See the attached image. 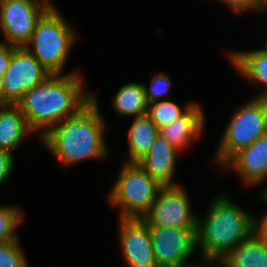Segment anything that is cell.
Wrapping results in <instances>:
<instances>
[{
  "label": "cell",
  "mask_w": 267,
  "mask_h": 267,
  "mask_svg": "<svg viewBox=\"0 0 267 267\" xmlns=\"http://www.w3.org/2000/svg\"><path fill=\"white\" fill-rule=\"evenodd\" d=\"M82 78L77 72L51 74L43 83L25 92L17 103L31 131L42 129V138L54 126L79 113L92 101V94L82 91Z\"/></svg>",
  "instance_id": "1"
},
{
  "label": "cell",
  "mask_w": 267,
  "mask_h": 267,
  "mask_svg": "<svg viewBox=\"0 0 267 267\" xmlns=\"http://www.w3.org/2000/svg\"><path fill=\"white\" fill-rule=\"evenodd\" d=\"M104 130V119L92 96V101L79 113L54 126L41 139L65 166H70L88 158L107 156Z\"/></svg>",
  "instance_id": "2"
},
{
  "label": "cell",
  "mask_w": 267,
  "mask_h": 267,
  "mask_svg": "<svg viewBox=\"0 0 267 267\" xmlns=\"http://www.w3.org/2000/svg\"><path fill=\"white\" fill-rule=\"evenodd\" d=\"M226 196L217 197L204 221L198 219L196 245L204 262H219L256 231V221Z\"/></svg>",
  "instance_id": "3"
},
{
  "label": "cell",
  "mask_w": 267,
  "mask_h": 267,
  "mask_svg": "<svg viewBox=\"0 0 267 267\" xmlns=\"http://www.w3.org/2000/svg\"><path fill=\"white\" fill-rule=\"evenodd\" d=\"M75 38L67 21L52 5L38 20L25 48L51 74H61Z\"/></svg>",
  "instance_id": "4"
},
{
  "label": "cell",
  "mask_w": 267,
  "mask_h": 267,
  "mask_svg": "<svg viewBox=\"0 0 267 267\" xmlns=\"http://www.w3.org/2000/svg\"><path fill=\"white\" fill-rule=\"evenodd\" d=\"M162 187L137 162H126L109 198L120 208L121 218H142Z\"/></svg>",
  "instance_id": "5"
},
{
  "label": "cell",
  "mask_w": 267,
  "mask_h": 267,
  "mask_svg": "<svg viewBox=\"0 0 267 267\" xmlns=\"http://www.w3.org/2000/svg\"><path fill=\"white\" fill-rule=\"evenodd\" d=\"M266 133L267 99L256 97L232 116L215 156L216 161L225 165L240 149L251 145Z\"/></svg>",
  "instance_id": "6"
},
{
  "label": "cell",
  "mask_w": 267,
  "mask_h": 267,
  "mask_svg": "<svg viewBox=\"0 0 267 267\" xmlns=\"http://www.w3.org/2000/svg\"><path fill=\"white\" fill-rule=\"evenodd\" d=\"M0 0V27L6 42L25 47L38 20L52 6L49 0ZM42 1V3H41Z\"/></svg>",
  "instance_id": "7"
},
{
  "label": "cell",
  "mask_w": 267,
  "mask_h": 267,
  "mask_svg": "<svg viewBox=\"0 0 267 267\" xmlns=\"http://www.w3.org/2000/svg\"><path fill=\"white\" fill-rule=\"evenodd\" d=\"M51 73L25 48L17 47L3 76V104H17Z\"/></svg>",
  "instance_id": "8"
},
{
  "label": "cell",
  "mask_w": 267,
  "mask_h": 267,
  "mask_svg": "<svg viewBox=\"0 0 267 267\" xmlns=\"http://www.w3.org/2000/svg\"><path fill=\"white\" fill-rule=\"evenodd\" d=\"M188 195L180 185L163 186L150 210L142 217L149 227L197 228Z\"/></svg>",
  "instance_id": "9"
},
{
  "label": "cell",
  "mask_w": 267,
  "mask_h": 267,
  "mask_svg": "<svg viewBox=\"0 0 267 267\" xmlns=\"http://www.w3.org/2000/svg\"><path fill=\"white\" fill-rule=\"evenodd\" d=\"M196 233L197 228L150 227L158 267H190L185 261L197 248Z\"/></svg>",
  "instance_id": "10"
},
{
  "label": "cell",
  "mask_w": 267,
  "mask_h": 267,
  "mask_svg": "<svg viewBox=\"0 0 267 267\" xmlns=\"http://www.w3.org/2000/svg\"><path fill=\"white\" fill-rule=\"evenodd\" d=\"M120 244L128 267H158L150 227L142 218H120Z\"/></svg>",
  "instance_id": "11"
},
{
  "label": "cell",
  "mask_w": 267,
  "mask_h": 267,
  "mask_svg": "<svg viewBox=\"0 0 267 267\" xmlns=\"http://www.w3.org/2000/svg\"><path fill=\"white\" fill-rule=\"evenodd\" d=\"M225 164L233 166L246 185L264 181L267 177V133L240 149Z\"/></svg>",
  "instance_id": "12"
},
{
  "label": "cell",
  "mask_w": 267,
  "mask_h": 267,
  "mask_svg": "<svg viewBox=\"0 0 267 267\" xmlns=\"http://www.w3.org/2000/svg\"><path fill=\"white\" fill-rule=\"evenodd\" d=\"M177 151L158 134L149 152L137 163L162 186H177L179 184L172 182Z\"/></svg>",
  "instance_id": "13"
},
{
  "label": "cell",
  "mask_w": 267,
  "mask_h": 267,
  "mask_svg": "<svg viewBox=\"0 0 267 267\" xmlns=\"http://www.w3.org/2000/svg\"><path fill=\"white\" fill-rule=\"evenodd\" d=\"M203 122V111L199 105L192 103L182 116L159 128L158 134L179 151L190 145L192 139L200 136Z\"/></svg>",
  "instance_id": "14"
},
{
  "label": "cell",
  "mask_w": 267,
  "mask_h": 267,
  "mask_svg": "<svg viewBox=\"0 0 267 267\" xmlns=\"http://www.w3.org/2000/svg\"><path fill=\"white\" fill-rule=\"evenodd\" d=\"M218 263L222 267H267V244L255 231Z\"/></svg>",
  "instance_id": "15"
},
{
  "label": "cell",
  "mask_w": 267,
  "mask_h": 267,
  "mask_svg": "<svg viewBox=\"0 0 267 267\" xmlns=\"http://www.w3.org/2000/svg\"><path fill=\"white\" fill-rule=\"evenodd\" d=\"M32 132L17 104H0V149L12 151Z\"/></svg>",
  "instance_id": "16"
},
{
  "label": "cell",
  "mask_w": 267,
  "mask_h": 267,
  "mask_svg": "<svg viewBox=\"0 0 267 267\" xmlns=\"http://www.w3.org/2000/svg\"><path fill=\"white\" fill-rule=\"evenodd\" d=\"M158 132V127L147 114L135 117L129 128L130 160L127 162H138L144 157L153 145Z\"/></svg>",
  "instance_id": "17"
},
{
  "label": "cell",
  "mask_w": 267,
  "mask_h": 267,
  "mask_svg": "<svg viewBox=\"0 0 267 267\" xmlns=\"http://www.w3.org/2000/svg\"><path fill=\"white\" fill-rule=\"evenodd\" d=\"M232 64L246 78L263 83L267 88V52L264 49L249 52H230ZM258 98L267 99V89Z\"/></svg>",
  "instance_id": "18"
},
{
  "label": "cell",
  "mask_w": 267,
  "mask_h": 267,
  "mask_svg": "<svg viewBox=\"0 0 267 267\" xmlns=\"http://www.w3.org/2000/svg\"><path fill=\"white\" fill-rule=\"evenodd\" d=\"M112 104L120 115L137 117L147 114L148 102L144 84L128 83L122 86L115 95Z\"/></svg>",
  "instance_id": "19"
},
{
  "label": "cell",
  "mask_w": 267,
  "mask_h": 267,
  "mask_svg": "<svg viewBox=\"0 0 267 267\" xmlns=\"http://www.w3.org/2000/svg\"><path fill=\"white\" fill-rule=\"evenodd\" d=\"M191 105L192 104L187 105L185 109L181 110V108L172 101H155L148 103L147 115L159 129L182 116Z\"/></svg>",
  "instance_id": "20"
},
{
  "label": "cell",
  "mask_w": 267,
  "mask_h": 267,
  "mask_svg": "<svg viewBox=\"0 0 267 267\" xmlns=\"http://www.w3.org/2000/svg\"><path fill=\"white\" fill-rule=\"evenodd\" d=\"M23 214L16 207L0 206V243L18 240L14 231L23 220Z\"/></svg>",
  "instance_id": "21"
},
{
  "label": "cell",
  "mask_w": 267,
  "mask_h": 267,
  "mask_svg": "<svg viewBox=\"0 0 267 267\" xmlns=\"http://www.w3.org/2000/svg\"><path fill=\"white\" fill-rule=\"evenodd\" d=\"M0 267H28L18 240L0 243Z\"/></svg>",
  "instance_id": "22"
},
{
  "label": "cell",
  "mask_w": 267,
  "mask_h": 267,
  "mask_svg": "<svg viewBox=\"0 0 267 267\" xmlns=\"http://www.w3.org/2000/svg\"><path fill=\"white\" fill-rule=\"evenodd\" d=\"M171 88V81L164 73H158L152 77L150 88L144 85L145 95L148 103L155 102L163 97Z\"/></svg>",
  "instance_id": "23"
},
{
  "label": "cell",
  "mask_w": 267,
  "mask_h": 267,
  "mask_svg": "<svg viewBox=\"0 0 267 267\" xmlns=\"http://www.w3.org/2000/svg\"><path fill=\"white\" fill-rule=\"evenodd\" d=\"M14 158L9 151L0 149V184L11 174Z\"/></svg>",
  "instance_id": "24"
},
{
  "label": "cell",
  "mask_w": 267,
  "mask_h": 267,
  "mask_svg": "<svg viewBox=\"0 0 267 267\" xmlns=\"http://www.w3.org/2000/svg\"><path fill=\"white\" fill-rule=\"evenodd\" d=\"M16 48L17 46L0 42V75L4 76Z\"/></svg>",
  "instance_id": "25"
},
{
  "label": "cell",
  "mask_w": 267,
  "mask_h": 267,
  "mask_svg": "<svg viewBox=\"0 0 267 267\" xmlns=\"http://www.w3.org/2000/svg\"><path fill=\"white\" fill-rule=\"evenodd\" d=\"M235 11L262 9V0H222Z\"/></svg>",
  "instance_id": "26"
},
{
  "label": "cell",
  "mask_w": 267,
  "mask_h": 267,
  "mask_svg": "<svg viewBox=\"0 0 267 267\" xmlns=\"http://www.w3.org/2000/svg\"><path fill=\"white\" fill-rule=\"evenodd\" d=\"M256 231L263 237L267 244V215L260 222H256Z\"/></svg>",
  "instance_id": "27"
},
{
  "label": "cell",
  "mask_w": 267,
  "mask_h": 267,
  "mask_svg": "<svg viewBox=\"0 0 267 267\" xmlns=\"http://www.w3.org/2000/svg\"><path fill=\"white\" fill-rule=\"evenodd\" d=\"M0 104H3V76L0 75Z\"/></svg>",
  "instance_id": "28"
},
{
  "label": "cell",
  "mask_w": 267,
  "mask_h": 267,
  "mask_svg": "<svg viewBox=\"0 0 267 267\" xmlns=\"http://www.w3.org/2000/svg\"><path fill=\"white\" fill-rule=\"evenodd\" d=\"M260 196L262 197V200H265V202H267V188H265L263 192H261Z\"/></svg>",
  "instance_id": "29"
},
{
  "label": "cell",
  "mask_w": 267,
  "mask_h": 267,
  "mask_svg": "<svg viewBox=\"0 0 267 267\" xmlns=\"http://www.w3.org/2000/svg\"><path fill=\"white\" fill-rule=\"evenodd\" d=\"M203 264H205V265L204 266L202 265V266H199V267H210V265L213 264V262L205 261V263H204V261H203ZM190 267H195V266H190Z\"/></svg>",
  "instance_id": "30"
},
{
  "label": "cell",
  "mask_w": 267,
  "mask_h": 267,
  "mask_svg": "<svg viewBox=\"0 0 267 267\" xmlns=\"http://www.w3.org/2000/svg\"><path fill=\"white\" fill-rule=\"evenodd\" d=\"M267 7V0H262V9Z\"/></svg>",
  "instance_id": "31"
},
{
  "label": "cell",
  "mask_w": 267,
  "mask_h": 267,
  "mask_svg": "<svg viewBox=\"0 0 267 267\" xmlns=\"http://www.w3.org/2000/svg\"><path fill=\"white\" fill-rule=\"evenodd\" d=\"M266 52H267V41H266V44H265V49H264Z\"/></svg>",
  "instance_id": "32"
}]
</instances>
